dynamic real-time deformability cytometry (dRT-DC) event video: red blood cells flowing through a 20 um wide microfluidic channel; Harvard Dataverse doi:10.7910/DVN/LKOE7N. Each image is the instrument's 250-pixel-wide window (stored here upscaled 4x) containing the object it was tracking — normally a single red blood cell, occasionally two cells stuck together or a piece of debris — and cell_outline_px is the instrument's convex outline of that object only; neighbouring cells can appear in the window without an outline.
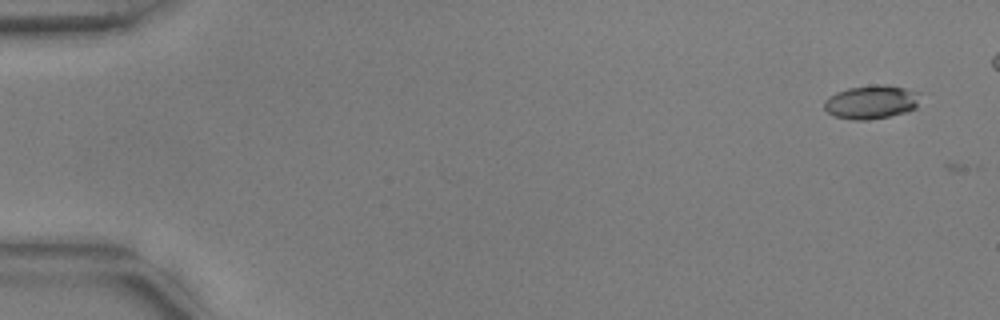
{"species": "common noctule bat (a hibernating species)", "species_latin": "Nyctalus noctula", "temperature_condition": "warm", "stored_images_in_passage": 3, "camera_frame_rate_fps": 3000, "um_per_image_px": 0.085, "animal": {"sex": "male", "body_mass_g": 17.9, "forearm_length_mm": 54.2}, "frame": {"image": 1, "passage_image": 1, "time_ms": 0.0, "image_size_px": [1000, 320], "cell_outline_px": [[916, 108], [908, 112], [868, 120], [856, 120], [836, 116], [828, 112], [824, 108], [824, 100], [828, 96], [836, 92], [848, 88], [884, 84], [904, 88], [916, 92]], "centroid_in_image_um": [74.01, 8.68], "position_along_channel_um": 11.0, "area_um2": 18.44}}